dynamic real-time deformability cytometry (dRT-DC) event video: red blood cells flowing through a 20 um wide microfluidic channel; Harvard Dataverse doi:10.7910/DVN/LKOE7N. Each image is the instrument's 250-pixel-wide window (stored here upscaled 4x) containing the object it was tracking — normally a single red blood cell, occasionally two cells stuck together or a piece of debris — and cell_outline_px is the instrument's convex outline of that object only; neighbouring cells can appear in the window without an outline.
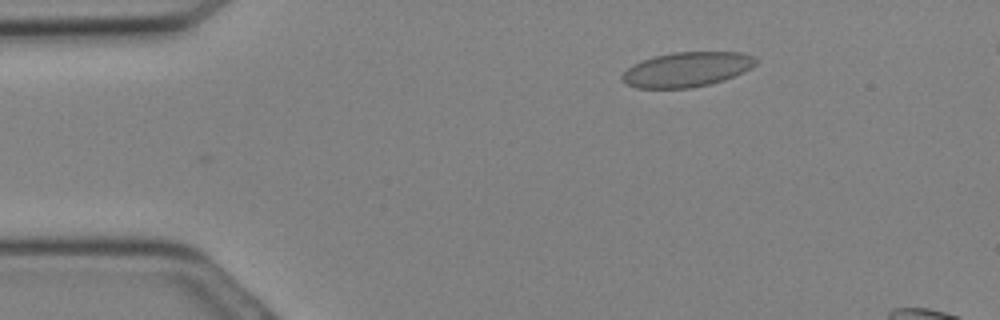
{"species": "Egyptian fruit bat (a non-hibernating species)", "species_latin": "Rousettus aegyptiacus", "temperature_condition": "cold", "stored_images_in_passage": 2, "camera_frame_rate_fps": 3000, "um_per_image_px": 0.085, "animal": {"sex": "female"}, "frame": {"image": 1, "passage_image": 2, "time_ms": 0.333, "image_size_px": [1000, 320], "cell_outline_px": [[756, 64], [752, 68], [744, 72], [724, 80], [692, 88], [636, 88], [628, 84], [620, 76], [632, 64], [656, 56], [672, 52], [740, 52], [752, 56], [756, 60]], "centroid_in_image_um": [58.39, 5.9], "position_along_channel_um": 26.6, "area_um2": 26.93}}